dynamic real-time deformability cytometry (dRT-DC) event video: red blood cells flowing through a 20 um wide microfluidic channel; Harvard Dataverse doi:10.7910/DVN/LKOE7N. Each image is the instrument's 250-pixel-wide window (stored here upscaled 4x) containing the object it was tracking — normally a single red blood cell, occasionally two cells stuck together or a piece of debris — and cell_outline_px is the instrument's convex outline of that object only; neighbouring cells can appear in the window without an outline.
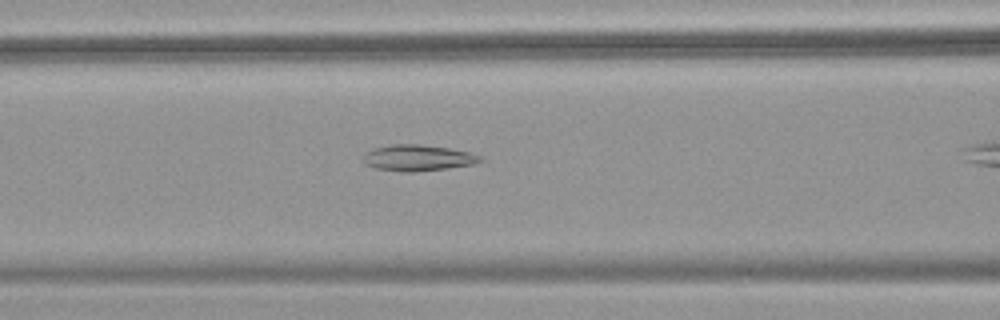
{"species": "common noctule bat (a hibernating species)", "species_latin": "Nyctalus noctula", "temperature_condition": "warm", "stored_images_in_passage": 11, "camera_frame_rate_fps": 3000, "um_per_image_px": 0.085, "animal": {"sex": "female", "body_mass_g": 18.4}, "frame": {"image": 1, "passage_image": 10, "time_ms": 3.0, "image_size_px": [1000, 320], "cell_outline_px": [[484, 160], [472, 164], [444, 168], [412, 172], [404, 172], [376, 168], [364, 164], [364, 156], [372, 148], [388, 144], [420, 144], [448, 148], [468, 152], [480, 156]], "centroid_in_image_um": [35.47, 13.41], "position_along_channel_um": 131.1, "area_um2": 17.57}}